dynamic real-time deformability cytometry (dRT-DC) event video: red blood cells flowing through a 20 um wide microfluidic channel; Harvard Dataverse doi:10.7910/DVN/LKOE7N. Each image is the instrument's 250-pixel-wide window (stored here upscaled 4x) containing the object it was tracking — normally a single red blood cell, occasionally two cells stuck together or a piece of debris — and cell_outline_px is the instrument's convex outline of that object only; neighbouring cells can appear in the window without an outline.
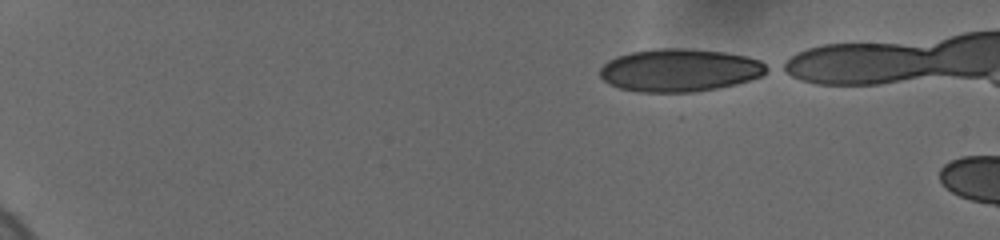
{"species": "human", "species_latin": "Homo sapiens", "temperature_condition": "cold", "stored_images_in_passage": 22, "camera_frame_rate_fps": 3000, "um_per_image_px": 0.085, "donor": {"sex": "female"}, "frame": {"image": 1, "passage_image": 1, "time_ms": 0.0, "image_size_px": [1000, 240], "cell_outline_px": [[772, 68], [760, 76], [736, 84], [716, 88], [692, 92], [636, 92], [620, 88], [608, 84], [600, 76], [600, 68], [608, 60], [616, 56], [632, 52], [656, 48], [688, 48], [724, 52], [744, 56], [760, 60], [768, 64]], "centroid_in_image_um": [57.77, 5.96], "position_along_channel_um": 27.2, "area_um2": 41.79}}